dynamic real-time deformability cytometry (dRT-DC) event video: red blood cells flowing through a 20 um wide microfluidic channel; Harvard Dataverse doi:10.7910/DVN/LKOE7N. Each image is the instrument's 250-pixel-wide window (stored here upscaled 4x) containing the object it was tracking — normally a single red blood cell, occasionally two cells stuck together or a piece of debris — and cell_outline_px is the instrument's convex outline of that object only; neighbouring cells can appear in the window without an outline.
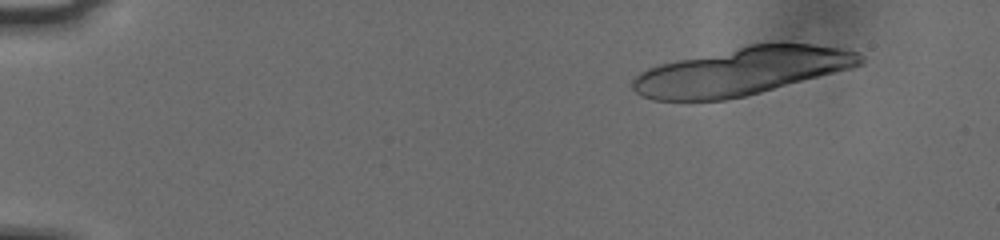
{"species": "human", "species_latin": "Homo sapiens", "temperature_condition": "cold", "stored_images_in_passage": 19, "camera_frame_rate_fps": 3000, "um_per_image_px": 0.085, "donor": {"sex": "male"}, "frame": {"image": 1, "passage_image": 1, "time_ms": 0.0, "image_size_px": [1000, 240], "cell_outline_px": [[864, 64], [852, 68], [760, 92], [744, 96], [724, 100], [652, 100], [636, 92], [632, 88], [632, 80], [640, 72], [648, 68], [660, 64], [748, 44], [812, 44], [840, 48], [860, 52], [864, 56]], "centroid_in_image_um": [63.07, 6.06], "position_along_channel_um": 21.9, "area_um2": 62.71}}
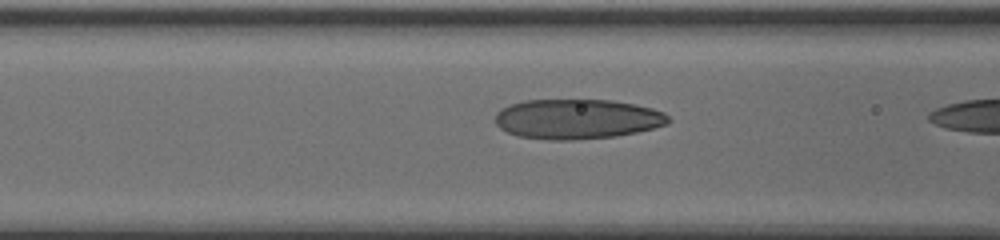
{"frame": {"image": 2, "passage_image": 17, "time_ms": 5.333, "image_size_px": [1000, 240], "cell_outline_px": [[672, 120], [668, 124], [636, 132], [616, 136], [572, 140], [552, 140], [520, 136], [508, 132], [500, 128], [496, 124], [496, 112], [500, 108], [524, 100], [612, 100], [652, 108], [664, 112]], "centroid_in_image_um": [49.06, 10.11], "position_along_channel_um": 117.5, "area_um2": 40.17}}